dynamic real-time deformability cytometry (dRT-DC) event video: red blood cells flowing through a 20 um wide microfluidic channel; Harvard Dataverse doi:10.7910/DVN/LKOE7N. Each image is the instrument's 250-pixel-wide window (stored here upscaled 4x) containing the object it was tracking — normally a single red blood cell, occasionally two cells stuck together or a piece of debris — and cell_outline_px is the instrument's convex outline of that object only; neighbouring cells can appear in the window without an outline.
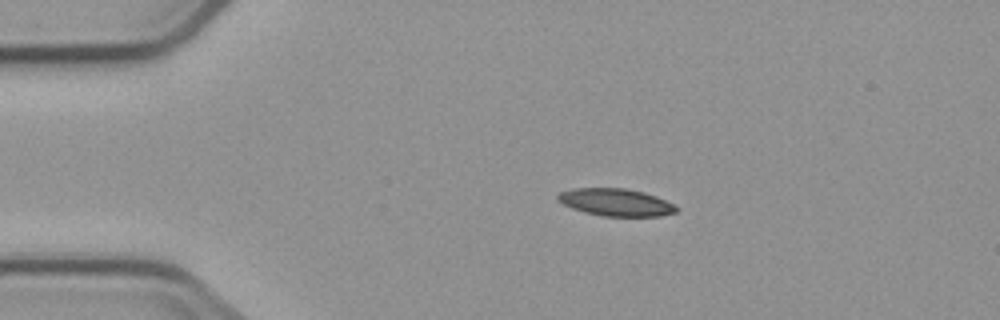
{"species": "common noctule bat (a hibernating species)", "species_latin": "Nyctalus noctula", "temperature_condition": "cold", "stored_images_in_passage": 5, "camera_frame_rate_fps": 3000, "um_per_image_px": 0.085, "animal": {"sex": "male", "body_mass_g": 23.1, "forearm_length_mm": 52.7}, "frame": {"image": 1, "passage_image": 3, "time_ms": 2.333, "image_size_px": [1000, 320], "cell_outline_px": [[680, 208], [676, 212], [660, 216], [604, 216], [584, 212], [572, 208], [556, 200], [556, 196], [560, 192], [572, 188], [624, 188], [644, 192], [656, 196]], "centroid_in_image_um": [52.32, 17.19], "position_along_channel_um": 32.7, "area_um2": 18.9}}
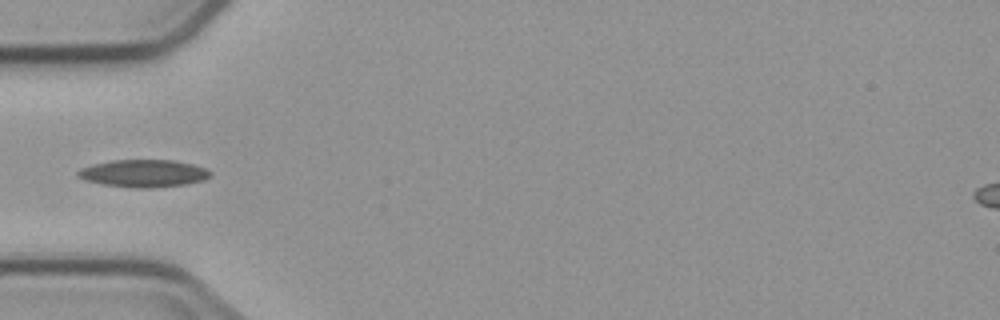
{"frame": {"image": 2, "passage_image": 5, "time_ms": 4.667, "image_size_px": [1000, 320], "cell_outline_px": [[212, 176], [204, 180], [184, 184], [152, 188], [136, 188], [104, 184], [84, 180], [76, 176], [76, 172], [80, 168], [92, 164], [112, 160], [172, 160], [192, 164], [204, 168], [212, 172]], "centroid_in_image_um": [12.18, 14.73], "position_along_channel_um": 72.8, "area_um2": 21.21}}